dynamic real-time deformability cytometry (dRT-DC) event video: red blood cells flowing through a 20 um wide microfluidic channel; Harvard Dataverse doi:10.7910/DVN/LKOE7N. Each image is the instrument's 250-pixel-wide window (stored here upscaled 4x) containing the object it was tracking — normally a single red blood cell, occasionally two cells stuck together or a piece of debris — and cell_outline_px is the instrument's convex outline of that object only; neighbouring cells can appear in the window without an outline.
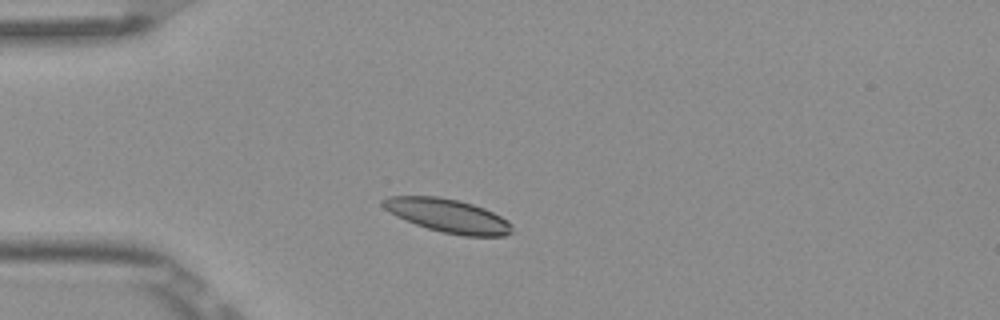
{"species": "Egyptian fruit bat (a non-hibernating species)", "species_latin": "Rousettus aegyptiacus", "temperature_condition": "room temperature", "stored_images_in_passage": 3, "camera_frame_rate_fps": 3000, "um_per_image_px": 0.085, "frame": {"image": 1, "passage_image": 1, "time_ms": 0.0, "image_size_px": [1000, 320], "cell_outline_px": [[512, 232], [504, 236], [464, 236], [444, 232], [428, 228], [416, 224], [396, 216], [384, 208], [380, 204], [380, 200], [388, 196], [436, 196], [460, 200], [484, 208], [500, 216], [512, 224]], "centroid_in_image_um": [38.05, 18.32], "position_along_channel_um": 46.9, "area_um2": 25.14}}
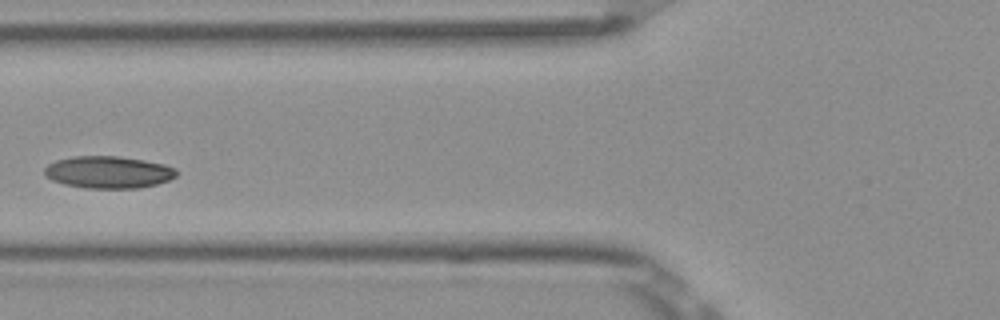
{"frame": {"image": 2, "passage_image": 3, "time_ms": 0.667, "image_size_px": [1000, 320], "cell_outline_px": [[176, 176], [168, 180], [156, 184], [140, 188], [84, 188], [64, 184], [52, 180], [44, 176], [44, 168], [48, 164], [56, 160], [72, 156], [120, 156], [144, 160], [164, 164], [176, 168]], "centroid_in_image_um": [9.18, 14.63], "position_along_channel_um": 116.6, "area_um2": 24.85}}